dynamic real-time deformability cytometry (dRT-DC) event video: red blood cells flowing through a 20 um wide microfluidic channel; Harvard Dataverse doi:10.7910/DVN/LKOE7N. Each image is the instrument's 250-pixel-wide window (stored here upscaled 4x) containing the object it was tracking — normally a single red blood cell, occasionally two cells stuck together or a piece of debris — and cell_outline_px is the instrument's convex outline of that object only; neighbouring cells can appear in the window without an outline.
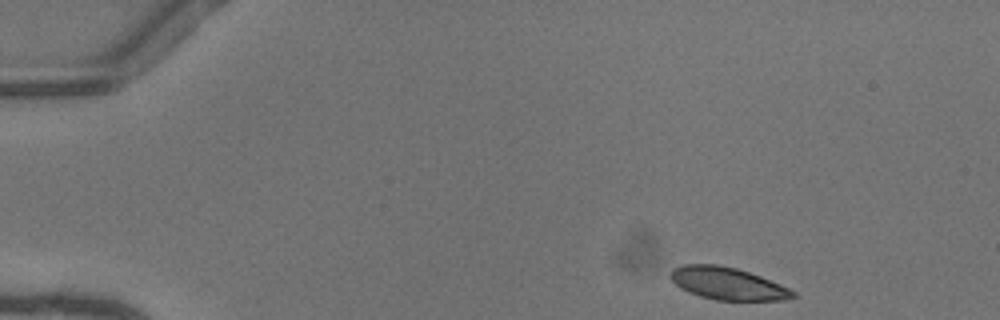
{"species": "common noctule bat (a hibernating species)", "species_latin": "Nyctalus noctula", "temperature_condition": "warm", "stored_images_in_passage": 45, "camera_frame_rate_fps": 3000, "um_per_image_px": 0.085, "animal": {"sex": "female"}, "frame": {"image": 1, "passage_image": 1, "time_ms": 0.0, "image_size_px": [1000, 320], "cell_outline_px": [[796, 296], [788, 300], [716, 300], [700, 296], [688, 292], [680, 288], [668, 276], [672, 268], [684, 264], [716, 264], [736, 268], [760, 276], [780, 284], [796, 292]], "centroid_in_image_um": [61.82, 24.1], "position_along_channel_um": 23.2, "area_um2": 23.12}}
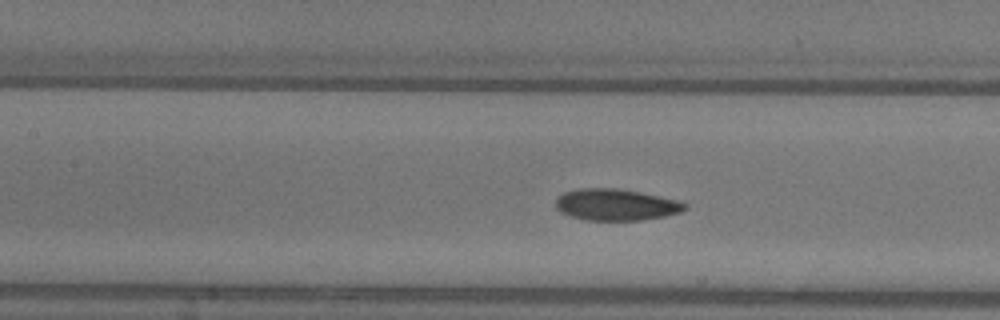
{"frame": {"image": 2, "passage_image": 18, "time_ms": 5.667, "image_size_px": [1000, 320], "cell_outline_px": [[688, 208], [680, 212], [664, 216], [644, 220], [584, 220], [560, 212], [556, 208], [556, 196], [564, 192], [580, 188], [616, 188], [640, 192], [684, 200], [688, 204]], "centroid_in_image_um": [52.4, 17.39], "position_along_channel_um": 155.0, "area_um2": 24.1}}
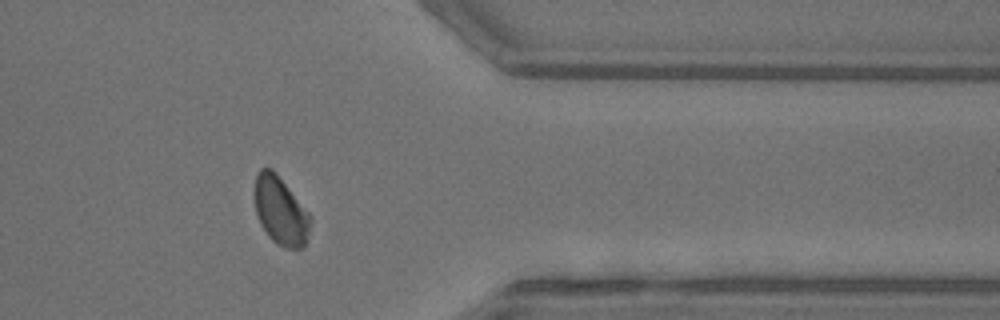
{"frame": {"image": 3, "passage_image": 36, "time_ms": 11.667, "image_size_px": [1000, 320], "cell_outline_px": [[312, 220], [304, 248], [284, 248], [276, 244], [268, 236], [260, 224], [256, 212], [252, 192], [256, 172], [260, 168], [272, 168], [276, 172], [312, 216]], "centroid_in_image_um": [23.82, 17.9], "position_along_channel_um": 387.6, "area_um2": 22.77}, "authors_computed_cell_mechanics": {"area_um2": 23.409, "velocity_mm_per_s": 4.0833, "shape_relaxation_time_tau1_ms": 3.8571, "shape_relaxation_time_tau2_ms": 2.2973, "deformation_change_tau1": 0.1331, "deformation_change_tau2": 0.0441}}